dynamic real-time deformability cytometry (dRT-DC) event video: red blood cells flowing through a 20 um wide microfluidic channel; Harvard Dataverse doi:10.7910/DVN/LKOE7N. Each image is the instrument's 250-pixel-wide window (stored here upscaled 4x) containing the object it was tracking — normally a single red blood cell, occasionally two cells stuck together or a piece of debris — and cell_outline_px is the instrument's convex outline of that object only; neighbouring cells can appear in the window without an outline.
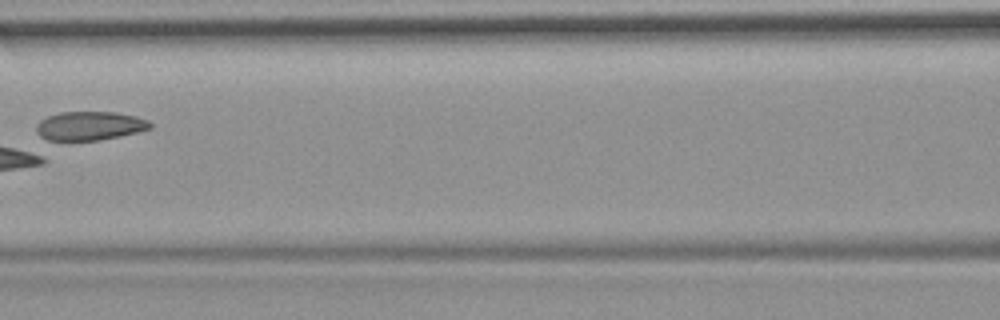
{"species": "common noctule bat (a hibernating species)", "species_latin": "Nyctalus noctula", "temperature_condition": "room temperature", "stored_images_in_passage": 7, "camera_frame_rate_fps": 3000, "um_per_image_px": 0.085, "animal": {"sex": "female", "body_mass_g": 19.9}, "frame": {"image": 1, "passage_image": 6, "time_ms": 6.667, "image_size_px": [1000, 320], "cell_outline_px": [[152, 128], [120, 136], [100, 140], [48, 140], [40, 136], [36, 132], [36, 124], [40, 120], [48, 116], [60, 112], [116, 112], [136, 116], [148, 120], [152, 124]], "centroid_in_image_um": [7.62, 10.69], "position_along_channel_um": 159.0, "area_um2": 19.13}}